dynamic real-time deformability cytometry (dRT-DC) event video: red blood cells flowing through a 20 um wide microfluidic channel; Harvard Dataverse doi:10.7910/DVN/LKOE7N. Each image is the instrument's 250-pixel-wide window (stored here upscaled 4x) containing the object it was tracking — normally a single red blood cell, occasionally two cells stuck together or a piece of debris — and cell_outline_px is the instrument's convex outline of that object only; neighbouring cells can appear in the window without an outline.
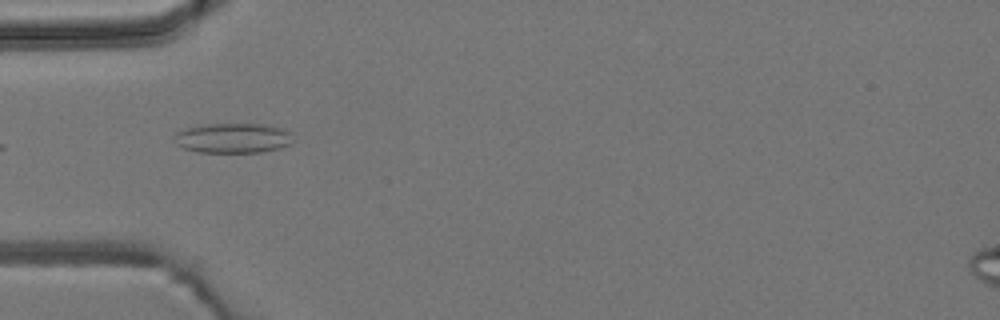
{"species": "common noctule bat (a hibernating species)", "species_latin": "Nyctalus noctula", "temperature_condition": "room temperature", "stored_images_in_passage": 6, "camera_frame_rate_fps": 3000, "um_per_image_px": 0.085, "animal": {"sex": "male", "body_mass_g": 19.2, "forearm_length_mm": 51.8}, "frame": {"image": 1, "passage_image": 4, "time_ms": 3.333, "image_size_px": [1000, 320], "cell_outline_px": [[292, 144], [280, 148], [260, 152], [200, 152], [184, 148], [176, 144], [172, 140], [172, 136], [176, 132], [188, 128], [204, 124], [264, 124], [284, 128], [288, 132]], "centroid_in_image_um": [19.76, 11.73], "position_along_channel_um": 65.2, "area_um2": 20.69}}
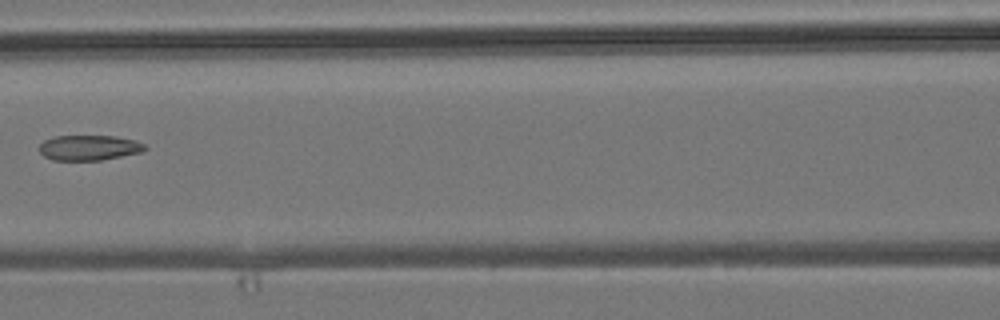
{"frame": {"image": 2, "passage_image": 6, "time_ms": 5.667, "image_size_px": [1000, 320], "cell_outline_px": [[148, 148], [140, 152], [100, 160], [52, 160], [44, 156], [40, 152], [40, 144], [44, 140], [52, 136], [116, 136], [132, 140], [144, 144]], "centroid_in_image_um": [7.53, 12.55], "position_along_channel_um": 159.1, "area_um2": 15.37}}